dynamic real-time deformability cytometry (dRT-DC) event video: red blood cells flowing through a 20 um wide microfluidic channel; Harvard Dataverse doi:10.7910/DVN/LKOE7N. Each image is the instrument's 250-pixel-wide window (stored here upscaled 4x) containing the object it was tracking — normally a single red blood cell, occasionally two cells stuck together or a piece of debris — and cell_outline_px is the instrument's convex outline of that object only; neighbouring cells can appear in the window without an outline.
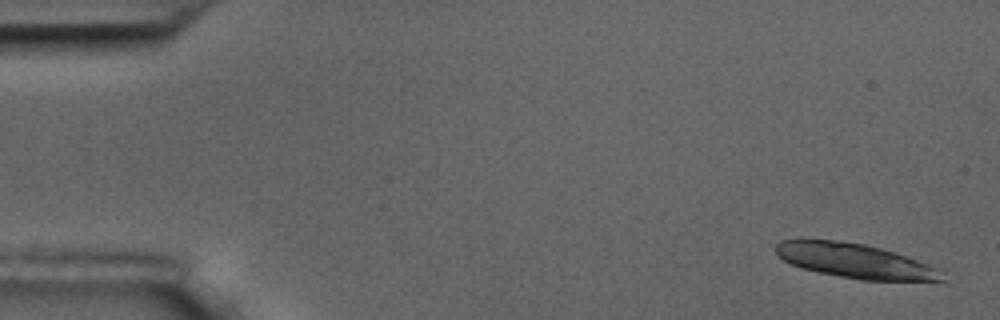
{"species": "common noctule bat (a hibernating species)", "species_latin": "Nyctalus noctula", "temperature_condition": "room temperature", "stored_images_in_passage": 5, "camera_frame_rate_fps": 3000, "um_per_image_px": 0.085, "animal": {"sex": "male", "body_mass_g": 17.5, "forearm_length_mm": 52.3}, "frame": {"image": 1, "passage_image": 1, "time_ms": 0.0, "image_size_px": [1000, 320], "cell_outline_px": [[944, 280], [860, 280], [800, 268], [784, 260], [776, 252], [776, 244], [780, 240], [796, 236], [800, 236], [836, 240], [864, 244], [880, 248], [944, 268]], "centroid_in_image_um": [72.63, 22.13], "position_along_channel_um": 12.4, "area_um2": 34.1}}